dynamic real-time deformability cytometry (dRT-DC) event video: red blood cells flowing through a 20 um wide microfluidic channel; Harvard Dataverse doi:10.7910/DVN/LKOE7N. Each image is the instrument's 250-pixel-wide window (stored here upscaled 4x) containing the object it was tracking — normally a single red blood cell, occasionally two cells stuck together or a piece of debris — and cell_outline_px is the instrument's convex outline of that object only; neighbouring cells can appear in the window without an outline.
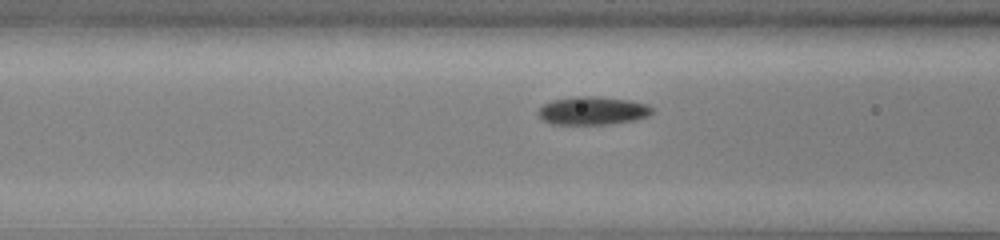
{"species": "common noctule bat (a hibernating species)", "species_latin": "Nyctalus noctula", "temperature_condition": "cold", "stored_images_in_passage": 20, "camera_frame_rate_fps": 3000, "um_per_image_px": 0.085, "animal": {"sex": "male", "body_mass_g": 13.0, "forearm_length_mm": 53.1}, "frame": {"image": 1, "passage_image": 18, "time_ms": 5.667, "image_size_px": [1000, 240], "cell_outline_px": [[652, 112], [648, 116], [636, 120], [608, 124], [552, 124], [544, 120], [536, 112], [544, 104], [552, 100], [576, 96], [596, 96], [628, 100], [648, 104], [652, 108]], "centroid_in_image_um": [50.38, 9.41], "position_along_channel_um": 116.2, "area_um2": 18.67}}